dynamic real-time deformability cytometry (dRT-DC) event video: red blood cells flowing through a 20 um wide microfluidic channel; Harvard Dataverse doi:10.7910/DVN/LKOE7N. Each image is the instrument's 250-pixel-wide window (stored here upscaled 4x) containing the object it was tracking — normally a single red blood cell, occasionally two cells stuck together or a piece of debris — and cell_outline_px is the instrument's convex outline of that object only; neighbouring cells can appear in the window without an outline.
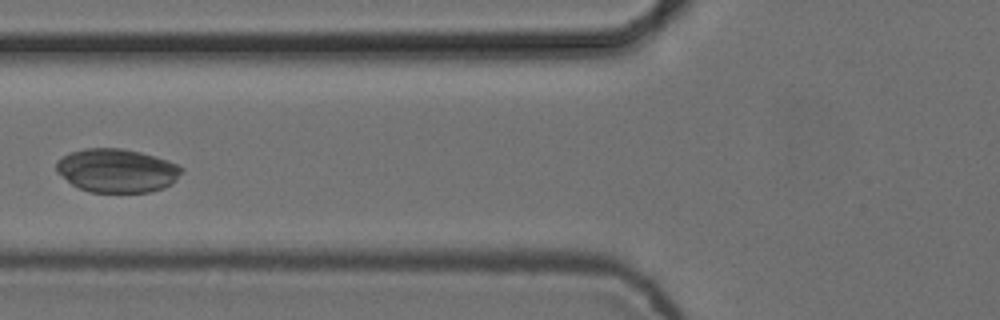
{"species": "common noctule bat (a hibernating species)", "species_latin": "Nyctalus noctula", "temperature_condition": "cold", "stored_images_in_passage": 6, "camera_frame_rate_fps": 3000, "um_per_image_px": 0.085, "animal": {"sex": "female", "body_mass_g": 24.6, "forearm_length_mm": 56.2}, "frame": {"image": 1, "passage_image": 6, "time_ms": 1.667, "image_size_px": [1000, 320], "cell_outline_px": [[184, 172], [172, 184], [164, 188], [148, 192], [88, 192], [72, 184], [56, 172], [56, 160], [68, 152], [84, 148], [120, 148], [140, 152], [156, 156], [168, 160], [184, 168]], "centroid_in_image_um": [9.94, 14.49], "position_along_channel_um": 115.9, "area_um2": 32.19}}